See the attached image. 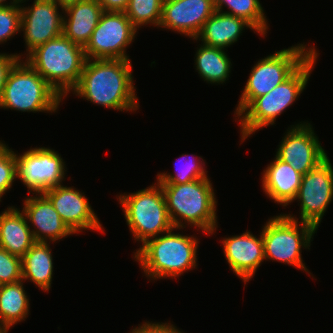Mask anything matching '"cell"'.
<instances>
[{
    "instance_id": "1",
    "label": "cell",
    "mask_w": 333,
    "mask_h": 333,
    "mask_svg": "<svg viewBox=\"0 0 333 333\" xmlns=\"http://www.w3.org/2000/svg\"><path fill=\"white\" fill-rule=\"evenodd\" d=\"M132 64L124 59H86L78 85L71 91L105 108L132 112L139 102Z\"/></svg>"
},
{
    "instance_id": "21",
    "label": "cell",
    "mask_w": 333,
    "mask_h": 333,
    "mask_svg": "<svg viewBox=\"0 0 333 333\" xmlns=\"http://www.w3.org/2000/svg\"><path fill=\"white\" fill-rule=\"evenodd\" d=\"M245 28L256 32L244 19L216 10L204 23L200 33L193 41L199 40L206 46L226 50L239 40L238 38Z\"/></svg>"
},
{
    "instance_id": "18",
    "label": "cell",
    "mask_w": 333,
    "mask_h": 333,
    "mask_svg": "<svg viewBox=\"0 0 333 333\" xmlns=\"http://www.w3.org/2000/svg\"><path fill=\"white\" fill-rule=\"evenodd\" d=\"M23 204L22 212L29 221L27 223H31L29 227L35 242L57 243L58 240L74 235L43 193L29 195Z\"/></svg>"
},
{
    "instance_id": "33",
    "label": "cell",
    "mask_w": 333,
    "mask_h": 333,
    "mask_svg": "<svg viewBox=\"0 0 333 333\" xmlns=\"http://www.w3.org/2000/svg\"><path fill=\"white\" fill-rule=\"evenodd\" d=\"M21 54H7V53H0V98L3 92V88L6 84V79L10 69L13 65L21 59Z\"/></svg>"
},
{
    "instance_id": "37",
    "label": "cell",
    "mask_w": 333,
    "mask_h": 333,
    "mask_svg": "<svg viewBox=\"0 0 333 333\" xmlns=\"http://www.w3.org/2000/svg\"><path fill=\"white\" fill-rule=\"evenodd\" d=\"M9 329H10L9 326L0 321V333H8Z\"/></svg>"
},
{
    "instance_id": "36",
    "label": "cell",
    "mask_w": 333,
    "mask_h": 333,
    "mask_svg": "<svg viewBox=\"0 0 333 333\" xmlns=\"http://www.w3.org/2000/svg\"><path fill=\"white\" fill-rule=\"evenodd\" d=\"M10 3H6V0H0V6H13V5H20L24 2H26V0H9Z\"/></svg>"
},
{
    "instance_id": "11",
    "label": "cell",
    "mask_w": 333,
    "mask_h": 333,
    "mask_svg": "<svg viewBox=\"0 0 333 333\" xmlns=\"http://www.w3.org/2000/svg\"><path fill=\"white\" fill-rule=\"evenodd\" d=\"M17 178L32 195L43 193L65 181L66 164L54 149L30 148L23 154L15 153ZM31 192V193H30Z\"/></svg>"
},
{
    "instance_id": "32",
    "label": "cell",
    "mask_w": 333,
    "mask_h": 333,
    "mask_svg": "<svg viewBox=\"0 0 333 333\" xmlns=\"http://www.w3.org/2000/svg\"><path fill=\"white\" fill-rule=\"evenodd\" d=\"M130 333H185L184 331L179 330L171 322H153V321H144L142 324H139L138 327H133L130 329Z\"/></svg>"
},
{
    "instance_id": "15",
    "label": "cell",
    "mask_w": 333,
    "mask_h": 333,
    "mask_svg": "<svg viewBox=\"0 0 333 333\" xmlns=\"http://www.w3.org/2000/svg\"><path fill=\"white\" fill-rule=\"evenodd\" d=\"M68 228L75 234L83 230L105 233L97 214L84 192L67 185H58L43 192Z\"/></svg>"
},
{
    "instance_id": "9",
    "label": "cell",
    "mask_w": 333,
    "mask_h": 333,
    "mask_svg": "<svg viewBox=\"0 0 333 333\" xmlns=\"http://www.w3.org/2000/svg\"><path fill=\"white\" fill-rule=\"evenodd\" d=\"M298 220L290 213H281L268 219L261 229L264 257L267 261L291 265L312 275L303 263L301 252L302 248L310 250V243L317 229Z\"/></svg>"
},
{
    "instance_id": "6",
    "label": "cell",
    "mask_w": 333,
    "mask_h": 333,
    "mask_svg": "<svg viewBox=\"0 0 333 333\" xmlns=\"http://www.w3.org/2000/svg\"><path fill=\"white\" fill-rule=\"evenodd\" d=\"M62 100V96L22 58L8 73L0 98V109L55 113Z\"/></svg>"
},
{
    "instance_id": "31",
    "label": "cell",
    "mask_w": 333,
    "mask_h": 333,
    "mask_svg": "<svg viewBox=\"0 0 333 333\" xmlns=\"http://www.w3.org/2000/svg\"><path fill=\"white\" fill-rule=\"evenodd\" d=\"M22 280V258L0 247V285Z\"/></svg>"
},
{
    "instance_id": "35",
    "label": "cell",
    "mask_w": 333,
    "mask_h": 333,
    "mask_svg": "<svg viewBox=\"0 0 333 333\" xmlns=\"http://www.w3.org/2000/svg\"><path fill=\"white\" fill-rule=\"evenodd\" d=\"M55 2H57L59 4L60 7H62L63 9H65L66 7L77 3L78 1L81 0H54Z\"/></svg>"
},
{
    "instance_id": "8",
    "label": "cell",
    "mask_w": 333,
    "mask_h": 333,
    "mask_svg": "<svg viewBox=\"0 0 333 333\" xmlns=\"http://www.w3.org/2000/svg\"><path fill=\"white\" fill-rule=\"evenodd\" d=\"M117 199L132 237L142 245L175 228L169 217L162 187L157 181L134 193L119 194Z\"/></svg>"
},
{
    "instance_id": "17",
    "label": "cell",
    "mask_w": 333,
    "mask_h": 333,
    "mask_svg": "<svg viewBox=\"0 0 333 333\" xmlns=\"http://www.w3.org/2000/svg\"><path fill=\"white\" fill-rule=\"evenodd\" d=\"M258 236L246 230L242 234L221 240L225 259L232 272L245 283L244 286L254 277L265 260L261 231Z\"/></svg>"
},
{
    "instance_id": "5",
    "label": "cell",
    "mask_w": 333,
    "mask_h": 333,
    "mask_svg": "<svg viewBox=\"0 0 333 333\" xmlns=\"http://www.w3.org/2000/svg\"><path fill=\"white\" fill-rule=\"evenodd\" d=\"M315 51L288 79L266 95L257 97L235 120L239 121L241 142L260 129L275 125L276 118L298 100L318 60Z\"/></svg>"
},
{
    "instance_id": "27",
    "label": "cell",
    "mask_w": 333,
    "mask_h": 333,
    "mask_svg": "<svg viewBox=\"0 0 333 333\" xmlns=\"http://www.w3.org/2000/svg\"><path fill=\"white\" fill-rule=\"evenodd\" d=\"M188 156L189 154L180 155L178 158L180 160L179 165L175 163L176 172L174 174L166 173V171L158 173L156 181L160 184H185L198 179L209 178L208 171L205 169V160L201 156H197V159L194 156L190 158Z\"/></svg>"
},
{
    "instance_id": "12",
    "label": "cell",
    "mask_w": 333,
    "mask_h": 333,
    "mask_svg": "<svg viewBox=\"0 0 333 333\" xmlns=\"http://www.w3.org/2000/svg\"><path fill=\"white\" fill-rule=\"evenodd\" d=\"M295 200L300 201V221L318 229L333 200V166L329 157L302 175Z\"/></svg>"
},
{
    "instance_id": "19",
    "label": "cell",
    "mask_w": 333,
    "mask_h": 333,
    "mask_svg": "<svg viewBox=\"0 0 333 333\" xmlns=\"http://www.w3.org/2000/svg\"><path fill=\"white\" fill-rule=\"evenodd\" d=\"M262 189L274 203L284 208L295 201L302 174L290 164L280 160L276 155L262 174Z\"/></svg>"
},
{
    "instance_id": "14",
    "label": "cell",
    "mask_w": 333,
    "mask_h": 333,
    "mask_svg": "<svg viewBox=\"0 0 333 333\" xmlns=\"http://www.w3.org/2000/svg\"><path fill=\"white\" fill-rule=\"evenodd\" d=\"M24 6L21 4V33L27 56L38 46L62 35L64 9L54 0H34L32 6Z\"/></svg>"
},
{
    "instance_id": "2",
    "label": "cell",
    "mask_w": 333,
    "mask_h": 333,
    "mask_svg": "<svg viewBox=\"0 0 333 333\" xmlns=\"http://www.w3.org/2000/svg\"><path fill=\"white\" fill-rule=\"evenodd\" d=\"M170 220L176 230L190 225L206 235L216 233L217 201L210 178L185 184H160ZM188 223V224H187Z\"/></svg>"
},
{
    "instance_id": "26",
    "label": "cell",
    "mask_w": 333,
    "mask_h": 333,
    "mask_svg": "<svg viewBox=\"0 0 333 333\" xmlns=\"http://www.w3.org/2000/svg\"><path fill=\"white\" fill-rule=\"evenodd\" d=\"M213 3L215 10L244 19L257 34L265 37L269 26L259 0H213ZM223 7L229 11H224Z\"/></svg>"
},
{
    "instance_id": "4",
    "label": "cell",
    "mask_w": 333,
    "mask_h": 333,
    "mask_svg": "<svg viewBox=\"0 0 333 333\" xmlns=\"http://www.w3.org/2000/svg\"><path fill=\"white\" fill-rule=\"evenodd\" d=\"M25 61L65 99L78 85L86 57L84 47L62 34L32 50Z\"/></svg>"
},
{
    "instance_id": "28",
    "label": "cell",
    "mask_w": 333,
    "mask_h": 333,
    "mask_svg": "<svg viewBox=\"0 0 333 333\" xmlns=\"http://www.w3.org/2000/svg\"><path fill=\"white\" fill-rule=\"evenodd\" d=\"M162 4L163 0H129L125 14L138 30L148 24L159 28Z\"/></svg>"
},
{
    "instance_id": "22",
    "label": "cell",
    "mask_w": 333,
    "mask_h": 333,
    "mask_svg": "<svg viewBox=\"0 0 333 333\" xmlns=\"http://www.w3.org/2000/svg\"><path fill=\"white\" fill-rule=\"evenodd\" d=\"M24 213L8 206L0 213V247L22 258L35 243Z\"/></svg>"
},
{
    "instance_id": "23",
    "label": "cell",
    "mask_w": 333,
    "mask_h": 333,
    "mask_svg": "<svg viewBox=\"0 0 333 333\" xmlns=\"http://www.w3.org/2000/svg\"><path fill=\"white\" fill-rule=\"evenodd\" d=\"M48 242H35L22 257V280L48 292L53 278V256Z\"/></svg>"
},
{
    "instance_id": "7",
    "label": "cell",
    "mask_w": 333,
    "mask_h": 333,
    "mask_svg": "<svg viewBox=\"0 0 333 333\" xmlns=\"http://www.w3.org/2000/svg\"><path fill=\"white\" fill-rule=\"evenodd\" d=\"M309 46V47H308ZM317 49L303 42L276 51L259 59L252 67L249 78L234 111L237 118L257 97L266 95L288 79Z\"/></svg>"
},
{
    "instance_id": "30",
    "label": "cell",
    "mask_w": 333,
    "mask_h": 333,
    "mask_svg": "<svg viewBox=\"0 0 333 333\" xmlns=\"http://www.w3.org/2000/svg\"><path fill=\"white\" fill-rule=\"evenodd\" d=\"M21 32V5L0 6V44Z\"/></svg>"
},
{
    "instance_id": "16",
    "label": "cell",
    "mask_w": 333,
    "mask_h": 333,
    "mask_svg": "<svg viewBox=\"0 0 333 333\" xmlns=\"http://www.w3.org/2000/svg\"><path fill=\"white\" fill-rule=\"evenodd\" d=\"M215 11L213 0H163L159 27L195 39Z\"/></svg>"
},
{
    "instance_id": "3",
    "label": "cell",
    "mask_w": 333,
    "mask_h": 333,
    "mask_svg": "<svg viewBox=\"0 0 333 333\" xmlns=\"http://www.w3.org/2000/svg\"><path fill=\"white\" fill-rule=\"evenodd\" d=\"M175 229L149 239L134 252L133 259L149 280L175 279L197 268L198 238L175 233Z\"/></svg>"
},
{
    "instance_id": "20",
    "label": "cell",
    "mask_w": 333,
    "mask_h": 333,
    "mask_svg": "<svg viewBox=\"0 0 333 333\" xmlns=\"http://www.w3.org/2000/svg\"><path fill=\"white\" fill-rule=\"evenodd\" d=\"M62 34L82 47L89 42L104 12L96 0H81L63 10Z\"/></svg>"
},
{
    "instance_id": "24",
    "label": "cell",
    "mask_w": 333,
    "mask_h": 333,
    "mask_svg": "<svg viewBox=\"0 0 333 333\" xmlns=\"http://www.w3.org/2000/svg\"><path fill=\"white\" fill-rule=\"evenodd\" d=\"M196 72L206 83L224 84L231 72V59L225 49L210 47L201 43L195 54Z\"/></svg>"
},
{
    "instance_id": "29",
    "label": "cell",
    "mask_w": 333,
    "mask_h": 333,
    "mask_svg": "<svg viewBox=\"0 0 333 333\" xmlns=\"http://www.w3.org/2000/svg\"><path fill=\"white\" fill-rule=\"evenodd\" d=\"M3 142L0 140V202L17 178L15 152Z\"/></svg>"
},
{
    "instance_id": "25",
    "label": "cell",
    "mask_w": 333,
    "mask_h": 333,
    "mask_svg": "<svg viewBox=\"0 0 333 333\" xmlns=\"http://www.w3.org/2000/svg\"><path fill=\"white\" fill-rule=\"evenodd\" d=\"M24 281L0 285V321L10 328L29 315L30 301Z\"/></svg>"
},
{
    "instance_id": "13",
    "label": "cell",
    "mask_w": 333,
    "mask_h": 333,
    "mask_svg": "<svg viewBox=\"0 0 333 333\" xmlns=\"http://www.w3.org/2000/svg\"><path fill=\"white\" fill-rule=\"evenodd\" d=\"M285 133L276 156L300 174L305 175L328 157L310 122L291 125Z\"/></svg>"
},
{
    "instance_id": "34",
    "label": "cell",
    "mask_w": 333,
    "mask_h": 333,
    "mask_svg": "<svg viewBox=\"0 0 333 333\" xmlns=\"http://www.w3.org/2000/svg\"><path fill=\"white\" fill-rule=\"evenodd\" d=\"M103 11L106 12H125L128 7L129 0H96Z\"/></svg>"
},
{
    "instance_id": "10",
    "label": "cell",
    "mask_w": 333,
    "mask_h": 333,
    "mask_svg": "<svg viewBox=\"0 0 333 333\" xmlns=\"http://www.w3.org/2000/svg\"><path fill=\"white\" fill-rule=\"evenodd\" d=\"M137 32L125 12L104 11L84 47L86 59L131 60L126 48L134 42Z\"/></svg>"
}]
</instances>
